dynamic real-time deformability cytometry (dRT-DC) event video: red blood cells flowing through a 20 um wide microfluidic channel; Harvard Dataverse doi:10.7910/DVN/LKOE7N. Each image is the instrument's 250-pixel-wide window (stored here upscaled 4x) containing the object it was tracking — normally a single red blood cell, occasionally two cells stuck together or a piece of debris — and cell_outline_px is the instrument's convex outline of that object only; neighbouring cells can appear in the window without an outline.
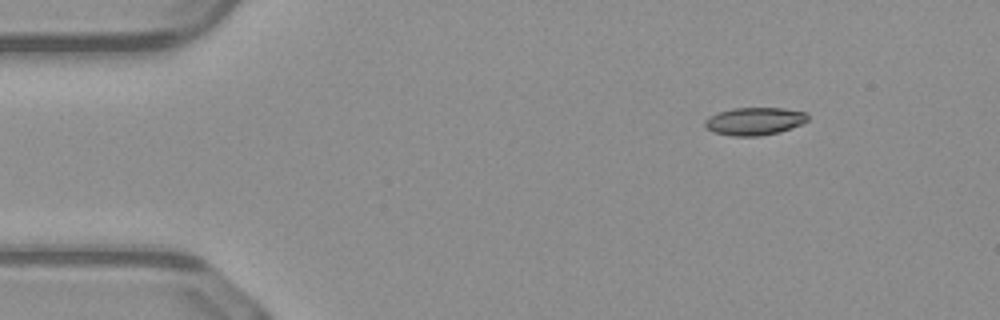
{"species": "common noctule bat (a hibernating species)", "species_latin": "Nyctalus noctula", "temperature_condition": "warm", "stored_images_in_passage": 45, "camera_frame_rate_fps": 3000, "um_per_image_px": 0.085, "animal": {"sex": "male", "body_mass_g": 23.1, "forearm_length_mm": 52.7}, "frame": {"image": 1, "passage_image": 1, "time_ms": 0.0, "image_size_px": [1000, 320], "cell_outline_px": [[808, 120], [800, 124], [780, 132], [760, 136], [732, 136], [712, 132], [704, 124], [704, 120], [708, 116], [732, 108], [784, 108], [808, 112]], "centroid_in_image_um": [64.13, 10.3], "position_along_channel_um": 20.9, "area_um2": 16.7}}
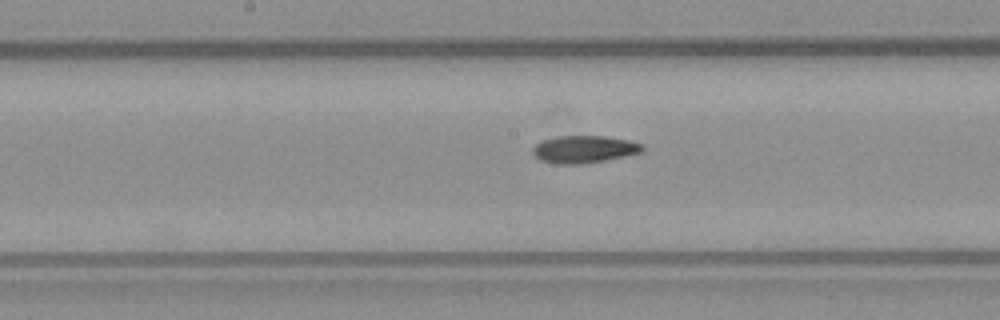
{"frame": {"image": 2, "passage_image": 20, "time_ms": 6.333, "image_size_px": [1000, 320], "cell_outline_px": [[644, 152], [584, 164], [552, 164], [540, 160], [532, 152], [532, 148], [540, 140], [560, 136], [604, 136], [628, 140], [644, 144]], "centroid_in_image_um": [49.64, 12.69], "position_along_channel_um": 198.6, "area_um2": 17.63}}
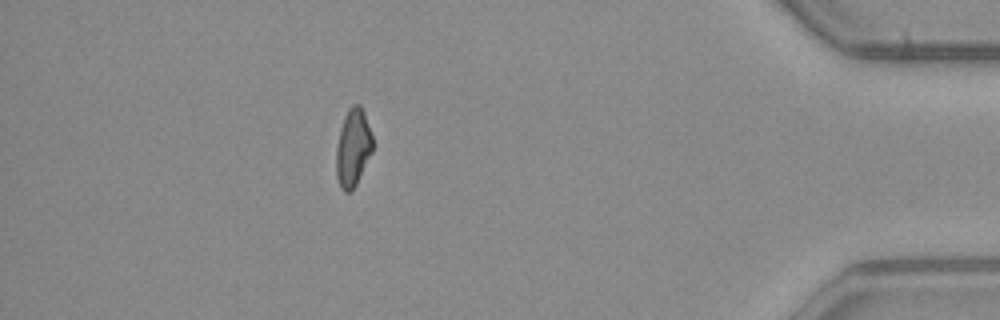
{"frame": {"image": 3, "passage_image": 39, "time_ms": 12.667, "image_size_px": [1000, 320], "cell_outline_px": [[372, 152], [356, 184], [348, 192], [344, 192], [340, 188], [336, 176], [336, 148], [340, 128], [344, 116], [348, 108], [352, 104], [360, 104], [364, 112], [372, 136]], "centroid_in_image_um": [29.98, 12.54], "position_along_channel_um": 405.2, "area_um2": 16.47}}